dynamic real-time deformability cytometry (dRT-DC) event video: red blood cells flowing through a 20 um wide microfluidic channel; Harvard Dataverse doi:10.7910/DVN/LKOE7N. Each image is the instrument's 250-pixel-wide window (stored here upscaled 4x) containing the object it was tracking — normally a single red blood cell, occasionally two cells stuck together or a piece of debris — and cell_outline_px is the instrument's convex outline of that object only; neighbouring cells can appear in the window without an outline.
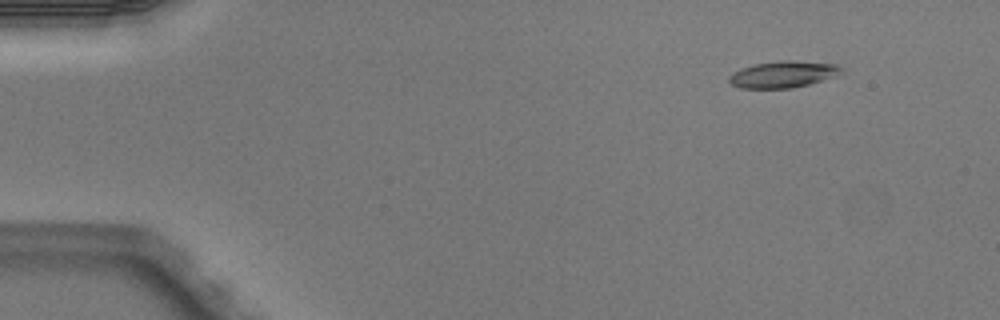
{"species": "Egyptian fruit bat (a non-hibernating species)", "species_latin": "Rousettus aegyptiacus", "temperature_condition": "warm", "stored_images_in_passage": 6, "camera_frame_rate_fps": 3000, "um_per_image_px": 0.085, "animal": {"sex": "male"}, "frame": {"image": 1, "passage_image": 1, "time_ms": 0.0, "image_size_px": [1000, 320], "cell_outline_px": [[844, 68], [836, 76], [808, 84], [792, 88], [740, 88], [732, 84], [728, 80], [728, 76], [732, 72], [740, 68], [756, 64], [784, 60], [792, 60], [840, 64]], "centroid_in_image_um": [66.57, 6.31], "position_along_channel_um": 18.4, "area_um2": 17.46}}
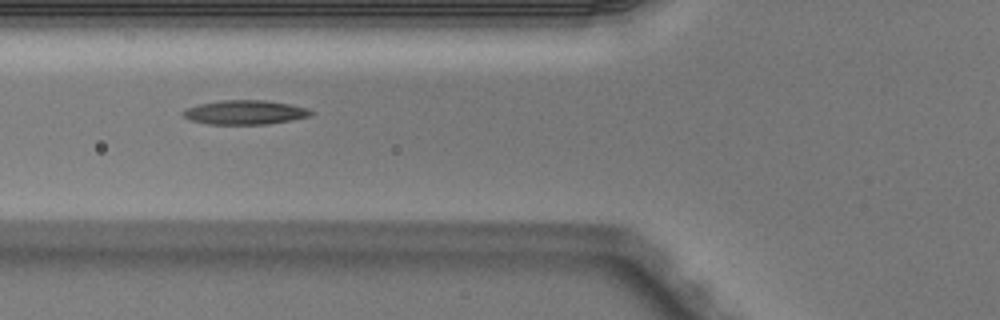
{"frame": {"image": 2, "passage_image": 5, "time_ms": 1.333, "image_size_px": [1000, 320], "cell_outline_px": [[312, 116], [292, 120], [264, 124], [208, 124], [188, 120], [180, 112], [184, 108], [200, 104], [220, 100], [264, 100], [288, 104], [308, 108], [312, 112]], "centroid_in_image_um": [20.77, 9.55], "position_along_channel_um": 105.0, "area_um2": 18.09}}
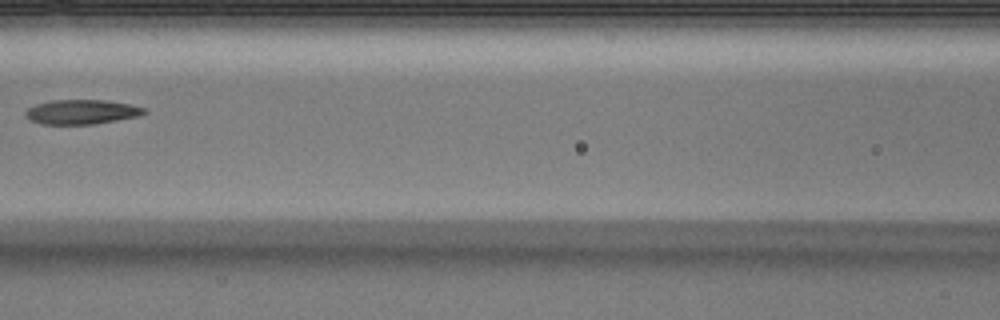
{"frame": {"image": 3, "passage_image": 6, "time_ms": 1.667, "image_size_px": [1000, 320], "cell_outline_px": [[148, 112], [140, 116], [92, 124], [40, 124], [28, 120], [24, 116], [24, 112], [28, 108], [36, 104], [52, 100], [104, 100], [128, 104], [144, 108]], "centroid_in_image_um": [6.89, 9.52], "position_along_channel_um": 159.7, "area_um2": 16.99}}